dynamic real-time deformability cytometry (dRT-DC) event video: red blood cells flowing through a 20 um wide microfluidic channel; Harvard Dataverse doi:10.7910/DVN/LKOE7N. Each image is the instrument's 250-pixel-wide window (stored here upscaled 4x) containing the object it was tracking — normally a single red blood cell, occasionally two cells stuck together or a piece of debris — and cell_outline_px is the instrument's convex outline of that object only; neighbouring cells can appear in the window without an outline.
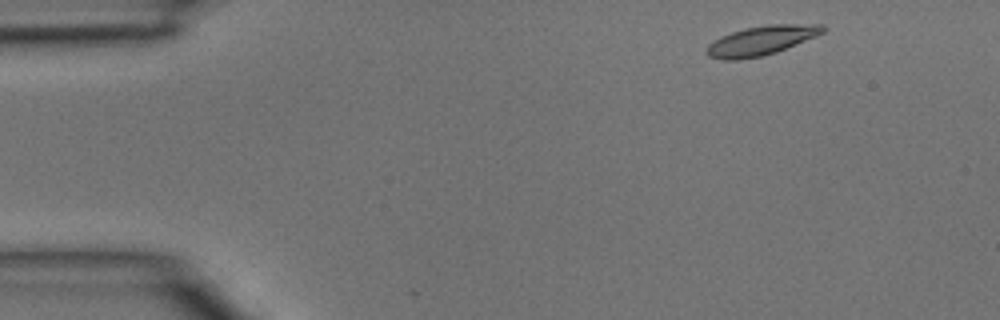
{"species": "common noctule bat (a hibernating species)", "species_latin": "Nyctalus noctula", "temperature_condition": "room temperature", "stored_images_in_passage": 3, "camera_frame_rate_fps": 3000, "um_per_image_px": 0.085, "animal": {"sex": "male", "body_mass_g": 15.6}, "frame": {"image": 1, "passage_image": 1, "time_ms": 0.0, "image_size_px": [1000, 320], "cell_outline_px": [[824, 32], [816, 36], [776, 52], [760, 56], [740, 60], [724, 60], [708, 56], [704, 52], [708, 44], [732, 32], [744, 28], [768, 24], [824, 24]], "centroid_in_image_um": [64.69, 3.45], "position_along_channel_um": 20.3, "area_um2": 19.71}}
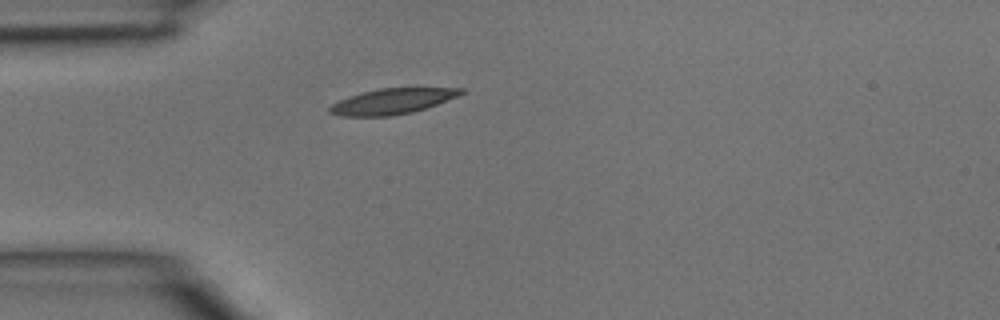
{"frame": {"image": 2, "passage_image": 3, "time_ms": 0.667, "image_size_px": [1000, 320], "cell_outline_px": [[468, 92], [436, 104], [412, 112], [392, 116], [340, 116], [328, 112], [328, 108], [332, 104], [348, 96], [360, 92], [380, 88], [416, 84], [464, 88]], "centroid_in_image_um": [33.46, 8.53], "position_along_channel_um": 51.5, "area_um2": 20.75}}